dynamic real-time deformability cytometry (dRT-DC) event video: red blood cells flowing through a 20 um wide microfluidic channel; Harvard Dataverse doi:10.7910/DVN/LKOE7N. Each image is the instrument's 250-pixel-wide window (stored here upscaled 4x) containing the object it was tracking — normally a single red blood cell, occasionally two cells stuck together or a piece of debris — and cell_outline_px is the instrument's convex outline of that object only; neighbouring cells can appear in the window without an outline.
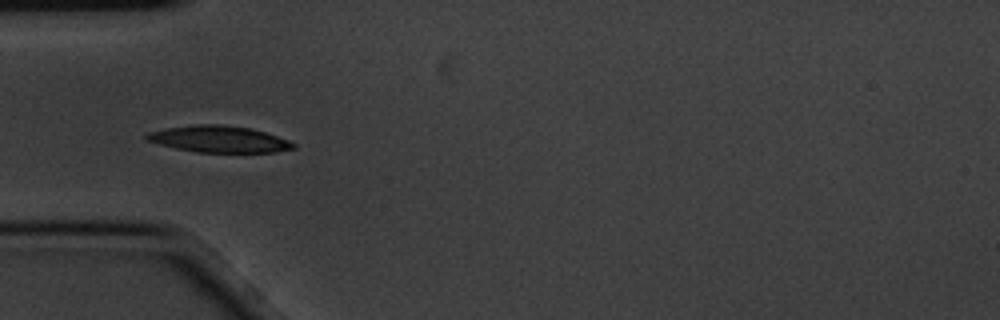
{"species": "common noctule bat (a hibernating species)", "species_latin": "Nyctalus noctula", "temperature_condition": "cold", "stored_images_in_passage": 4, "camera_frame_rate_fps": 3000, "um_per_image_px": 0.085, "animal": {"sex": "male", "body_mass_g": 20.1, "forearm_length_mm": 53.5}, "frame": {"image": 1, "passage_image": 3, "time_ms": 0.667, "image_size_px": [1000, 320], "cell_outline_px": [[296, 148], [276, 152], [196, 152], [176, 148], [144, 140], [144, 136], [148, 132], [168, 128], [196, 124], [216, 124], [248, 128], [264, 132], [288, 140], [296, 144]], "centroid_in_image_um": [18.59, 11.83], "position_along_channel_um": 66.4, "area_um2": 22.48}}
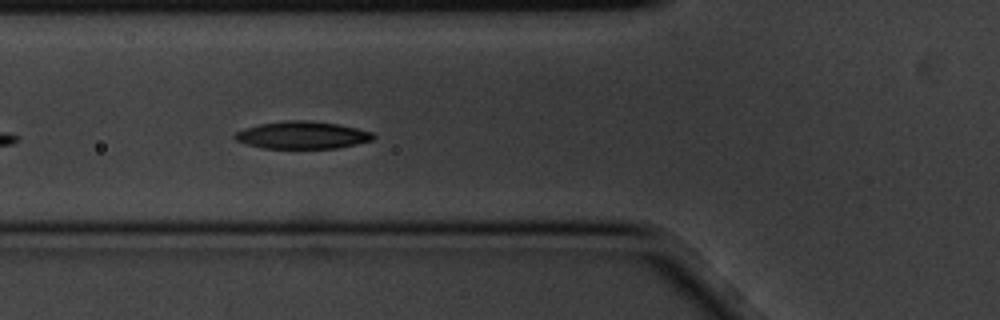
{"frame": {"image": 2, "passage_image": 4, "time_ms": 1.0, "image_size_px": [1000, 320], "cell_outline_px": [[376, 136], [372, 140], [356, 144], [336, 148], [264, 148], [248, 144], [236, 140], [232, 136], [236, 132], [244, 128], [260, 124], [284, 120], [308, 120], [336, 124], [356, 128], [372, 132]], "centroid_in_image_um": [25.68, 11.48], "position_along_channel_um": 100.1, "area_um2": 21.96}}